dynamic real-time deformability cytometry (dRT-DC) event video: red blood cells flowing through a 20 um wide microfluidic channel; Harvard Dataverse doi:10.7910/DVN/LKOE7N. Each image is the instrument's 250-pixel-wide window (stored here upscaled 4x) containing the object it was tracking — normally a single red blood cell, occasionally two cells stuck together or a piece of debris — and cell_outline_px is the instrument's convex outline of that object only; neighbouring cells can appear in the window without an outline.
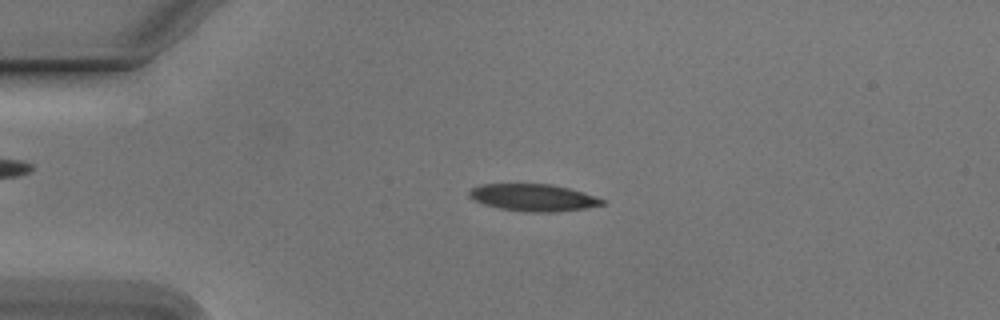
{"species": "Egyptian fruit bat (a non-hibernating species)", "species_latin": "Rousettus aegyptiacus", "temperature_condition": "cold", "stored_images_in_passage": 44, "camera_frame_rate_fps": 3000, "um_per_image_px": 0.085, "animal": {"sex": "male"}, "frame": {"image": 1, "passage_image": 5, "time_ms": 1.333, "image_size_px": [1000, 320], "cell_outline_px": [[604, 204], [584, 208], [556, 212], [524, 212], [500, 208], [484, 204], [468, 196], [468, 192], [472, 188], [484, 184], [552, 184], [568, 188], [604, 200]], "centroid_in_image_um": [45.29, 16.8], "position_along_channel_um": 39.7, "area_um2": 20.63}}
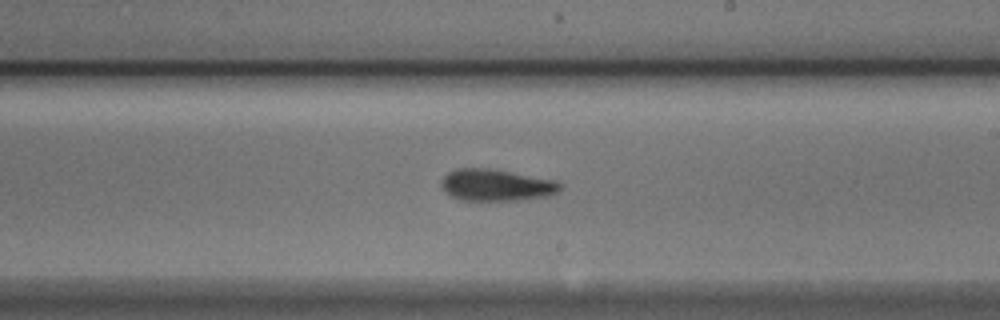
{"frame": {"image": 2, "passage_image": 24, "time_ms": 7.667, "image_size_px": [1000, 320], "cell_outline_px": [[560, 192], [548, 196], [520, 200], [460, 200], [452, 196], [440, 184], [444, 176], [448, 172], [456, 168], [484, 168], [556, 180], [560, 184]], "centroid_in_image_um": [42.19, 15.74], "position_along_channel_um": 246.8, "area_um2": 21.68}}
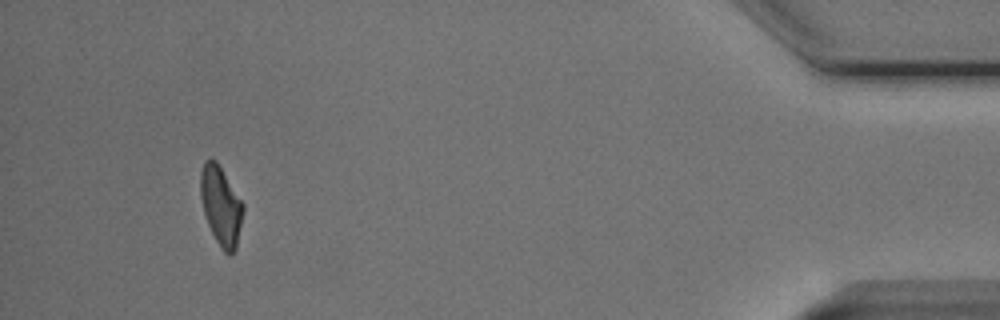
{"frame": {"image": 3, "passage_image": 43, "time_ms": 14.0, "image_size_px": [1000, 320], "cell_outline_px": [[244, 208], [236, 248], [228, 256], [220, 248], [208, 224], [204, 212], [200, 196], [200, 172], [204, 160], [216, 160], [244, 204]], "centroid_in_image_um": [18.77, 17.49], "position_along_channel_um": 416.4, "area_um2": 19.48}}